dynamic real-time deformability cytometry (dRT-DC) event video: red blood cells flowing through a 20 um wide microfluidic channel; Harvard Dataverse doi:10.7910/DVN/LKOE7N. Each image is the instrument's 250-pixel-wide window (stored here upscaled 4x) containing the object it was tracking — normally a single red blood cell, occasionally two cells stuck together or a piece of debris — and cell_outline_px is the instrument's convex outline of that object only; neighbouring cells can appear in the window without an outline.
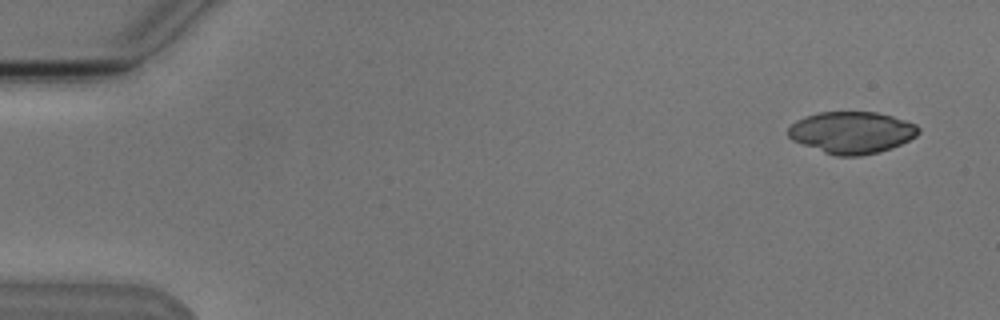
{"species": "Egyptian fruit bat (a non-hibernating species)", "species_latin": "Rousettus aegyptiacus", "temperature_condition": "cold", "stored_images_in_passage": 5, "camera_frame_rate_fps": 3000, "um_per_image_px": 0.085, "animal": {"sex": "male"}, "frame": {"image": 1, "passage_image": 1, "time_ms": 0.0, "image_size_px": [1000, 320], "cell_outline_px": [[920, 132], [916, 136], [892, 148], [880, 152], [860, 156], [836, 156], [824, 152], [792, 140], [788, 136], [788, 128], [796, 120], [804, 116], [820, 112], [876, 112], [892, 116], [916, 124], [920, 128]], "centroid_in_image_um": [72.4, 11.26], "position_along_channel_um": 12.6, "area_um2": 31.79}}